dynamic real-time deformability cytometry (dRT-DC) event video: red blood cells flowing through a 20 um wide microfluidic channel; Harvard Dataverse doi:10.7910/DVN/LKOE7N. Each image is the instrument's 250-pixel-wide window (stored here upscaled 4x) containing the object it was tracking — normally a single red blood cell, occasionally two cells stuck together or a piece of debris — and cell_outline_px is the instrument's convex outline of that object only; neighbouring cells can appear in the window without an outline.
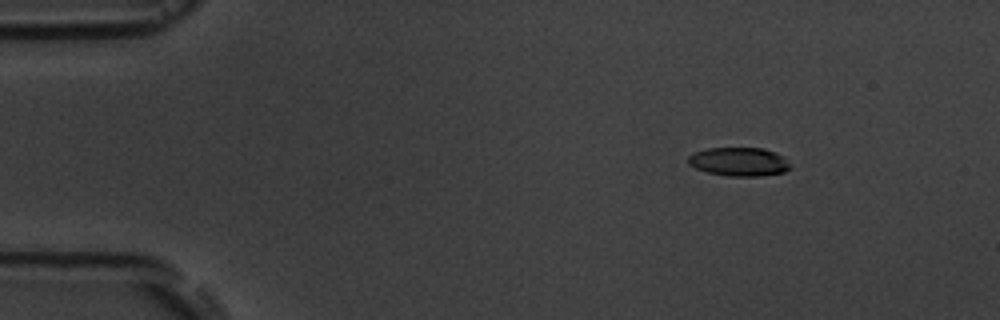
{"species": "common noctule bat (a hibernating species)", "species_latin": "Nyctalus noctula", "temperature_condition": "room temperature", "stored_images_in_passage": 9, "camera_frame_rate_fps": 3000, "um_per_image_px": 0.085, "animal": {"sex": "male", "body_mass_g": 19.5, "forearm_length_mm": 54.6}, "frame": {"image": 1, "passage_image": 1, "time_ms": 0.0, "image_size_px": [1000, 320], "cell_outline_px": [[792, 168], [784, 172], [760, 176], [728, 176], [708, 172], [696, 168], [688, 164], [688, 156], [696, 152], [708, 148], [764, 148], [776, 152], [784, 156]], "centroid_in_image_um": [62.85, 13.74], "position_along_channel_um": 22.1, "area_um2": 17.11}}
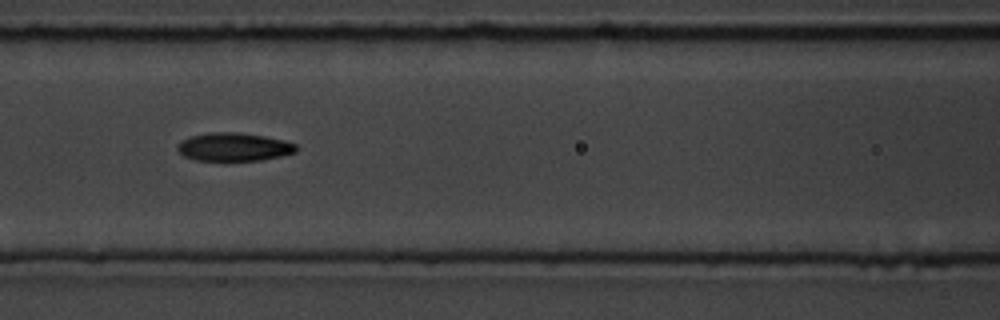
{"frame": {"image": 2, "passage_image": 6, "time_ms": 5.667, "image_size_px": [1000, 320], "cell_outline_px": [[300, 148], [296, 152], [280, 156], [260, 160], [224, 164], [196, 160], [184, 156], [176, 148], [176, 144], [180, 140], [192, 136], [208, 132], [240, 132], [264, 136], [284, 140], [296, 144]], "centroid_in_image_um": [19.85, 12.53], "position_along_channel_um": 146.7, "area_um2": 20.58}}
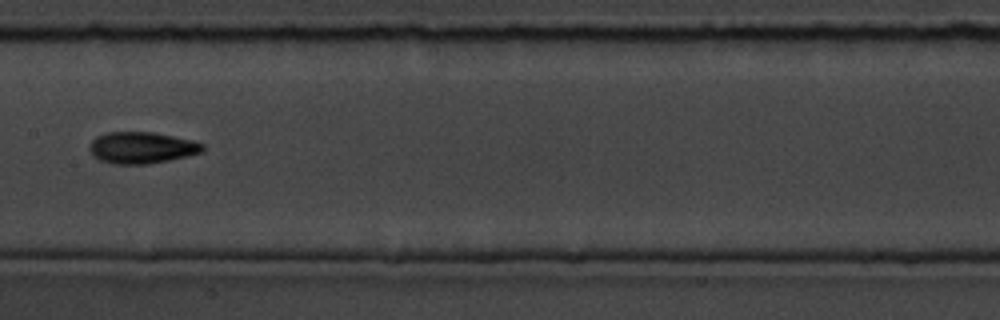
{"frame": {"image": 3, "passage_image": 7, "time_ms": 7.0, "image_size_px": [1000, 320], "cell_outline_px": [[204, 152], [168, 160], [148, 164], [112, 164], [100, 160], [92, 156], [88, 148], [88, 144], [96, 136], [108, 132], [152, 132], [192, 140], [204, 144]], "centroid_in_image_um": [12.01, 12.56], "position_along_channel_um": 195.4, "area_um2": 20.92}}